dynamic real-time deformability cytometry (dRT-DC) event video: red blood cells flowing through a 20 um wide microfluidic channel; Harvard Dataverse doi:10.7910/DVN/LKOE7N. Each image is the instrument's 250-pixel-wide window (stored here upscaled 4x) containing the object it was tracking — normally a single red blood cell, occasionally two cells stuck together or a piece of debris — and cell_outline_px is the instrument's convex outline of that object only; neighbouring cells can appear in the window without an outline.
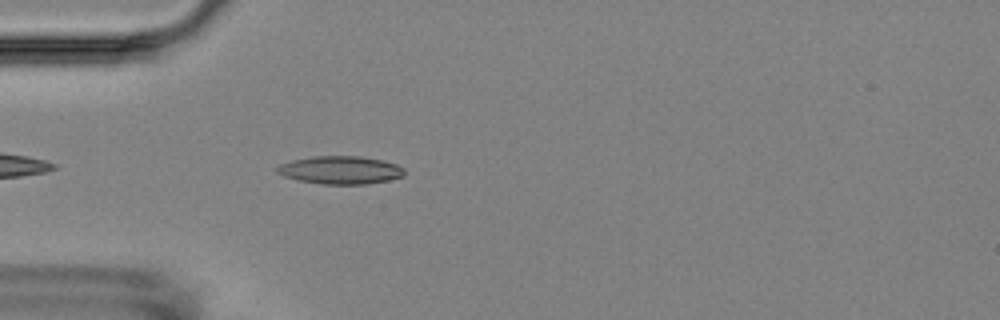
{"species": "Egyptian fruit bat (a non-hibernating species)", "species_latin": "Rousettus aegyptiacus", "temperature_condition": "room temperature", "stored_images_in_passage": 3, "camera_frame_rate_fps": 3000, "um_per_image_px": 0.085, "animal": {"sex": "female"}, "frame": {"image": 1, "passage_image": 3, "time_ms": 2.333, "image_size_px": [1000, 320], "cell_outline_px": [[404, 176], [388, 180], [364, 184], [324, 184], [300, 180], [284, 176], [276, 172], [276, 168], [280, 164], [292, 160], [312, 156], [360, 156], [384, 160], [396, 164], [404, 168]], "centroid_in_image_um": [28.95, 14.44], "position_along_channel_um": 56.1, "area_um2": 20.69}}